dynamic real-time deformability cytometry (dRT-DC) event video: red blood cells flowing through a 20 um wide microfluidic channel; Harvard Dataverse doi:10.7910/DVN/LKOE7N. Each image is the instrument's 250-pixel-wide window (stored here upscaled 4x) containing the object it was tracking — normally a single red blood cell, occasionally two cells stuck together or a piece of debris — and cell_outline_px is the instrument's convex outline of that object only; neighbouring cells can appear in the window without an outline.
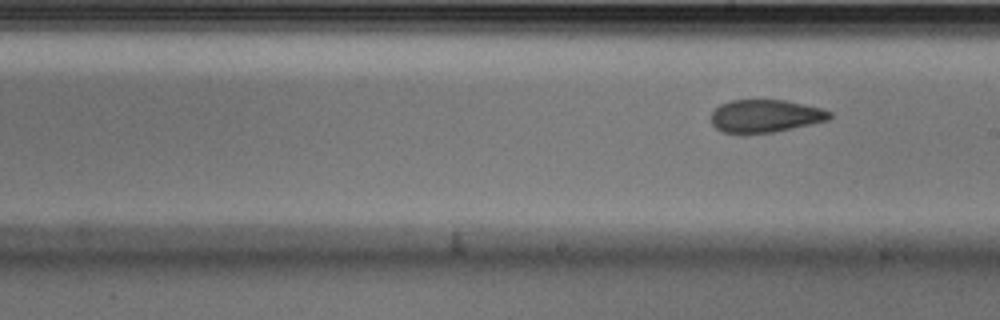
{"species": "Egyptian fruit bat (a non-hibernating species)", "species_latin": "Rousettus aegyptiacus", "temperature_condition": "cold", "stored_images_in_passage": 10, "segment_of_instrument_passage": [2, 2], "camera_frame_rate_fps": 3000, "um_per_image_px": 0.085, "animal": {"sex": "male"}, "frame": {"image": 1, "passage_image": 10, "time_ms": 3.0, "image_size_px": [1000, 320], "cell_outline_px": [[832, 116], [828, 120], [772, 132], [720, 132], [712, 124], [712, 112], [720, 104], [728, 100], [784, 100], [804, 104], [820, 108], [832, 112]], "centroid_in_image_um": [65.04, 9.84], "position_along_channel_um": 224.0, "area_um2": 22.25}}